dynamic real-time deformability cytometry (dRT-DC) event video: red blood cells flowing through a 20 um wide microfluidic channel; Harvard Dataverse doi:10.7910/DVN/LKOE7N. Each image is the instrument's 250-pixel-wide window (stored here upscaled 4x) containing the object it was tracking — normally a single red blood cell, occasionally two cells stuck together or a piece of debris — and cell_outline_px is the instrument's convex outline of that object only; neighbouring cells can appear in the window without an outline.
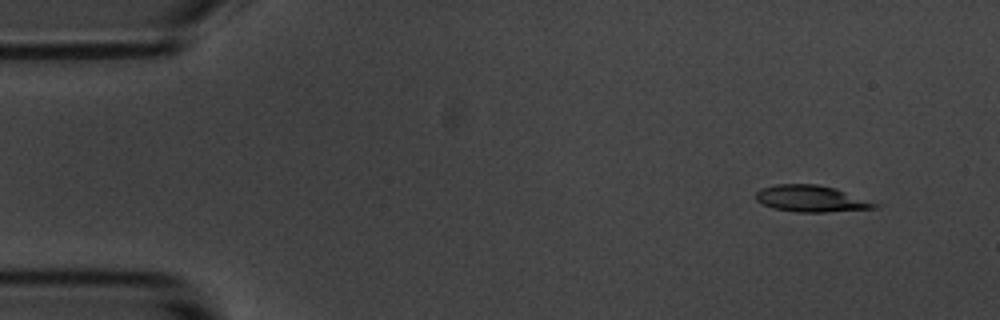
{"species": "common noctule bat (a hibernating species)", "species_latin": "Nyctalus noctula", "temperature_condition": "room temperature", "stored_images_in_passage": 5, "camera_frame_rate_fps": 3000, "um_per_image_px": 0.085, "animal": {"sex": "male", "body_mass_g": 20.1, "forearm_length_mm": 53.5}, "frame": {"image": 1, "passage_image": 2, "time_ms": 1.0, "image_size_px": [1000, 320], "cell_outline_px": [[880, 208], [824, 212], [796, 212], [772, 208], [756, 200], [756, 192], [760, 188], [776, 184], [816, 184], [836, 188], [880, 204]], "centroid_in_image_um": [68.97, 16.89], "position_along_channel_um": 16.0, "area_um2": 18.5}}
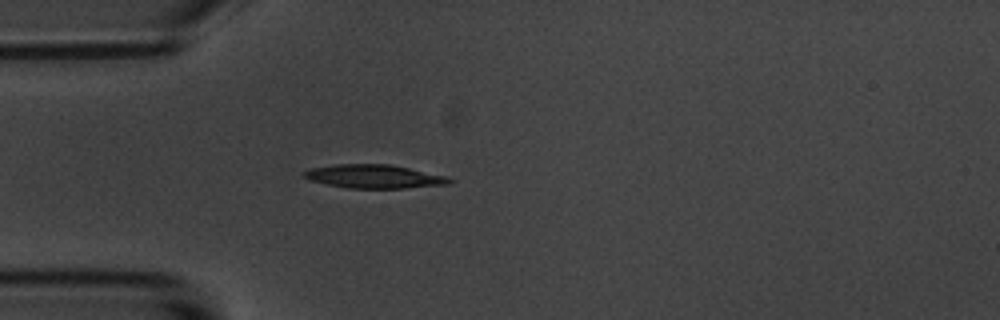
{"frame": {"image": 2, "passage_image": 5, "time_ms": 4.667, "image_size_px": [1000, 320], "cell_outline_px": [[456, 180], [452, 184], [404, 188], [348, 188], [308, 180], [304, 176], [304, 172], [308, 168], [336, 164], [392, 164], [448, 176]], "centroid_in_image_um": [31.87, 14.99], "position_along_channel_um": 53.1, "area_um2": 20.23}}